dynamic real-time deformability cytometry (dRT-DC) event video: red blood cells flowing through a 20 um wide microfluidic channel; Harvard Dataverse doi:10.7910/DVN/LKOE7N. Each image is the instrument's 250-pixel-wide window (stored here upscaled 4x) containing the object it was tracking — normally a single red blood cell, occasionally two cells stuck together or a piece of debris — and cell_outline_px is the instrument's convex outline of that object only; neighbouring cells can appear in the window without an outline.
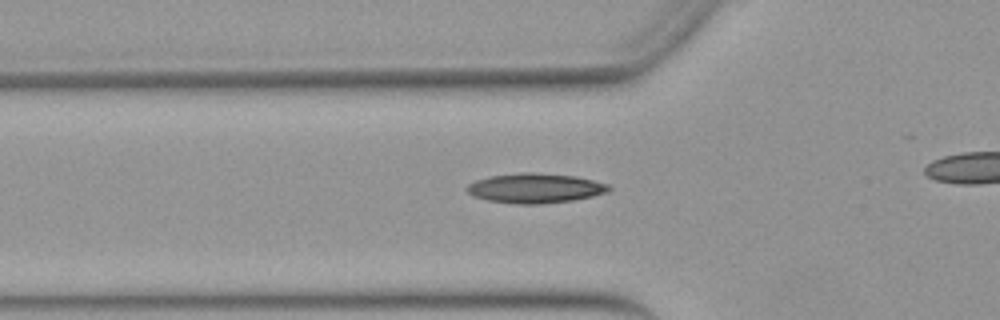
{"species": "Egyptian fruit bat (a non-hibernating species)", "species_latin": "Rousettus aegyptiacus", "temperature_condition": "warm", "stored_images_in_passage": 7, "camera_frame_rate_fps": 3000, "um_per_image_px": 0.085, "animal": {"sex": "female"}, "frame": {"image": 1, "passage_image": 5, "time_ms": 1.333, "image_size_px": [1000, 320], "cell_outline_px": [[612, 188], [608, 192], [592, 196], [572, 200], [540, 204], [516, 204], [488, 200], [472, 196], [464, 188], [468, 184], [476, 180], [488, 176], [520, 172], [536, 172], [576, 176], [608, 184]], "centroid_in_image_um": [45.46, 15.98], "position_along_channel_um": 80.3, "area_um2": 24.74}}